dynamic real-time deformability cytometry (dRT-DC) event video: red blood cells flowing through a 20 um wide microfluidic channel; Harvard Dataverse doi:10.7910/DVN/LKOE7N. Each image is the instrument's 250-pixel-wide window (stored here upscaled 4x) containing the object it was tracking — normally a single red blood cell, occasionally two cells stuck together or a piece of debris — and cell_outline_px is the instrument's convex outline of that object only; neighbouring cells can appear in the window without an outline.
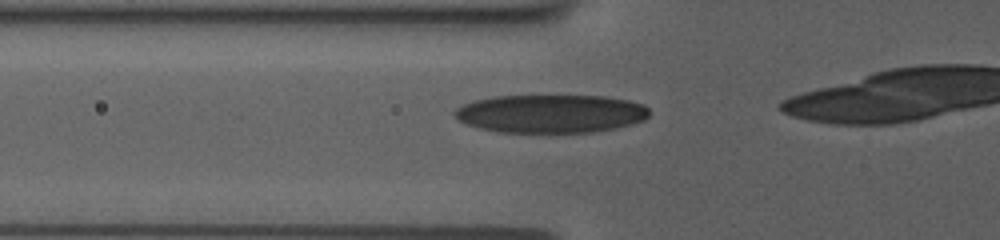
{"species": "human", "species_latin": "Homo sapiens", "temperature_condition": "room temperature", "stored_images_in_passage": 28, "camera_frame_rate_fps": 3000, "um_per_image_px": 0.085, "donor": {"sex": "female"}, "frame": {"image": 1, "passage_image": 16, "time_ms": 5.0, "image_size_px": [1000, 240], "cell_outline_px": [[648, 116], [644, 120], [632, 124], [616, 128], [592, 132], [496, 132], [464, 124], [452, 112], [456, 108], [464, 104], [476, 100], [496, 96], [604, 96], [628, 100], [644, 104], [648, 108]], "centroid_in_image_um": [46.82, 9.66], "position_along_channel_um": 79.0, "area_um2": 43.41}}
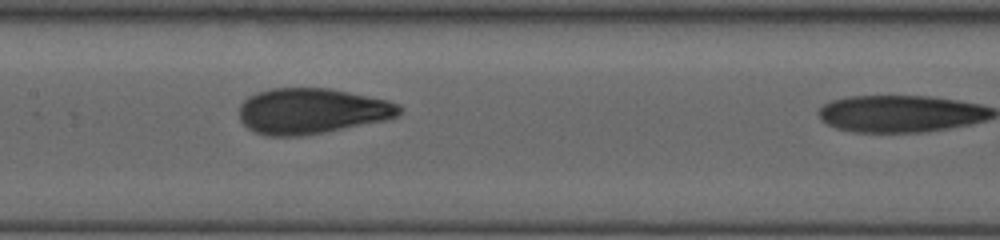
{"frame": {"image": 2, "passage_image": 24, "time_ms": 7.667, "image_size_px": [1000, 240], "cell_outline_px": [[400, 112], [396, 116], [384, 120], [324, 132], [300, 136], [268, 136], [256, 132], [248, 128], [240, 120], [240, 104], [248, 96], [256, 92], [272, 88], [328, 88], [388, 100], [400, 104]], "centroid_in_image_um": [26.46, 9.43], "position_along_channel_um": 180.9, "area_um2": 42.31}}
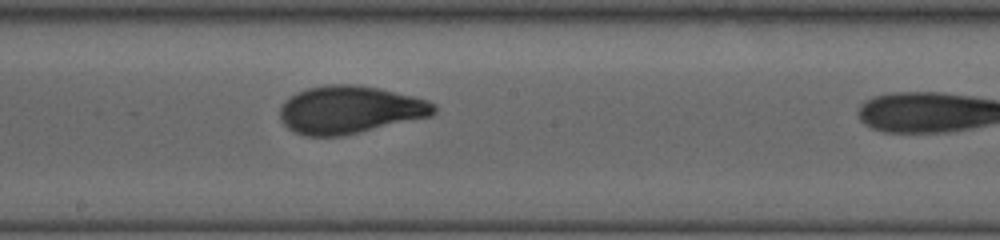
{"frame": {"image": 3, "passage_image": 27, "time_ms": 8.667, "image_size_px": [1000, 240], "cell_outline_px": [[436, 112], [432, 116], [360, 132], [340, 136], [304, 136], [288, 128], [280, 120], [280, 108], [284, 100], [296, 92], [308, 88], [328, 84], [348, 84], [376, 88], [412, 96], [428, 100], [436, 104]], "centroid_in_image_um": [29.72, 9.33], "position_along_channel_um": 218.5, "area_um2": 42.71}}